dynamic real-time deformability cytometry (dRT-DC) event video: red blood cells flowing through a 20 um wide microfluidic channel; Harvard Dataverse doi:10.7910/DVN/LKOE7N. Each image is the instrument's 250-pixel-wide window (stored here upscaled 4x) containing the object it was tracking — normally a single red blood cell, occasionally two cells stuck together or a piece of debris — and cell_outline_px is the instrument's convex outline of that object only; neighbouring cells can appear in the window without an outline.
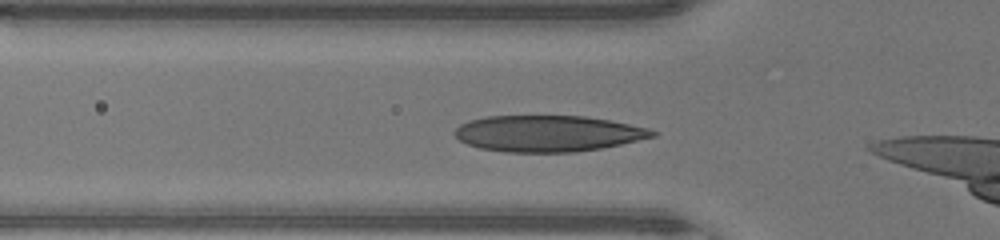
{"species": "human", "species_latin": "Homo sapiens", "temperature_condition": "warm", "stored_images_in_passage": 29, "camera_frame_rate_fps": 3000, "um_per_image_px": 0.085, "donor": {"sex": "male"}, "frame": {"image": 1, "passage_image": 3, "time_ms": 0.667, "image_size_px": [1000, 240], "cell_outline_px": [[656, 136], [620, 144], [600, 148], [576, 152], [504, 152], [480, 148], [468, 144], [460, 140], [452, 132], [460, 124], [468, 120], [488, 116], [584, 116], [608, 120], [648, 128], [656, 132]], "centroid_in_image_um": [46.53, 11.35], "position_along_channel_um": 79.3, "area_um2": 41.56}}
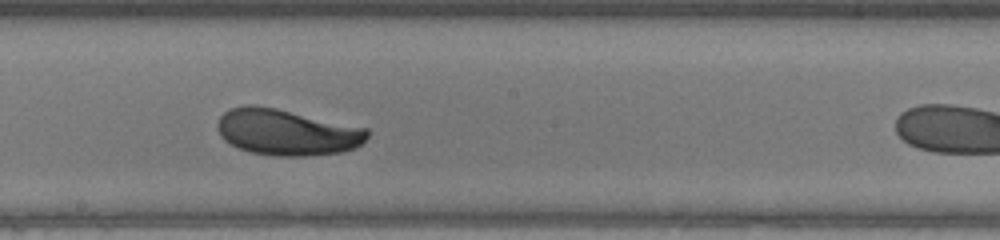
{"frame": {"image": 2, "passage_image": 13, "time_ms": 4.0, "image_size_px": [1000, 240], "cell_outline_px": [[368, 136], [360, 144], [352, 148], [340, 152], [304, 156], [276, 156], [252, 152], [240, 148], [224, 140], [220, 136], [216, 128], [216, 124], [220, 116], [224, 112], [232, 108], [244, 104], [256, 104], [276, 108], [368, 128]], "centroid_in_image_um": [24.33, 11.22], "position_along_channel_um": 223.9, "area_um2": 40.23}}
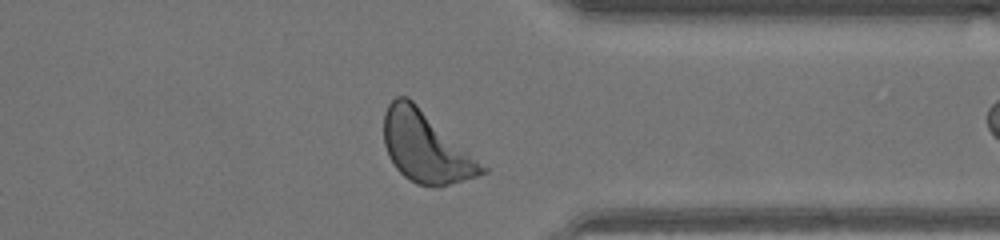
{"frame": {"image": 3, "passage_image": 24, "time_ms": 7.667, "image_size_px": [1000, 240], "cell_outline_px": [[488, 172], [476, 176], [436, 188], [432, 188], [416, 184], [408, 180], [396, 168], [388, 156], [384, 144], [384, 112], [388, 104], [396, 96], [408, 96], [488, 168]], "centroid_in_image_um": [36.16, 12.51], "position_along_channel_um": 375.2, "area_um2": 40.4}, "authors_computed_cell_mechanics": {"area_um2": 39.9398, "velocity_mm_per_s": 4.2975, "shape_relaxation_time_tau1_ms": 3.0907, "shape_relaxation_time_tau2_ms": null, "deformation_change_tau1": 0.1704, "deformation_change_tau2": null}}